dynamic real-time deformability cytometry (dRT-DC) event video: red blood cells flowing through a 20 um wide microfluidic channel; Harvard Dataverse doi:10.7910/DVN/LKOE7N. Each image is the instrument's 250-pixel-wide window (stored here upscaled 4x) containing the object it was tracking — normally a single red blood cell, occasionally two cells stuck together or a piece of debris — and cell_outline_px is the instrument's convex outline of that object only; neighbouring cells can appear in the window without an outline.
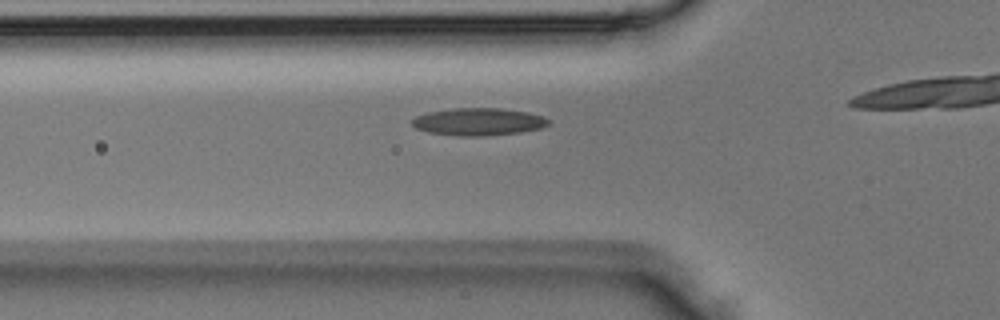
{"species": "Egyptian fruit bat (a non-hibernating species)", "species_latin": "Rousettus aegyptiacus", "temperature_condition": "room temperature", "stored_images_in_passage": 3, "camera_frame_rate_fps": 3000, "um_per_image_px": 0.085, "animal": {"sex": "male"}, "frame": {"image": 1, "passage_image": 3, "time_ms": 0.667, "image_size_px": [1000, 320], "cell_outline_px": [[548, 124], [540, 128], [520, 132], [480, 136], [460, 136], [428, 132], [416, 128], [412, 124], [412, 120], [416, 116], [428, 112], [456, 108], [500, 108], [528, 112], [544, 116], [548, 120]], "centroid_in_image_um": [40.66, 10.34], "position_along_channel_um": 85.1, "area_um2": 21.62}}